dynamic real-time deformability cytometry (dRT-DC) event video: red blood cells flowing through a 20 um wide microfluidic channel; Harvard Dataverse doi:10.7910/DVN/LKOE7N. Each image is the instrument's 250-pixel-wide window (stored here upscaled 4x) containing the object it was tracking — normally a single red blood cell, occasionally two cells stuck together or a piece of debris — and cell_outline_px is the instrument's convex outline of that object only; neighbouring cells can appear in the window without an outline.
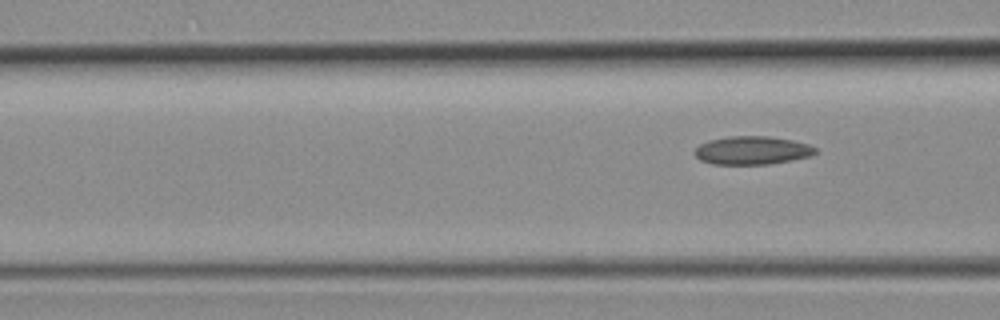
{"species": "common noctule bat (a hibernating species)", "species_latin": "Nyctalus noctula", "temperature_condition": "room temperature", "stored_images_in_passage": 5, "camera_frame_rate_fps": 3000, "um_per_image_px": 0.085, "animal": {"sex": "female", "body_mass_g": 19.3, "forearm_length_mm": 54.1}, "frame": {"image": 1, "passage_image": 5, "time_ms": 1.333, "image_size_px": [1000, 320], "cell_outline_px": [[816, 152], [812, 156], [772, 164], [712, 164], [700, 160], [692, 152], [700, 144], [708, 140], [728, 136], [768, 136], [792, 140], [808, 144], [816, 148]], "centroid_in_image_um": [63.92, 12.78], "position_along_channel_um": 102.7, "area_um2": 20.06}}